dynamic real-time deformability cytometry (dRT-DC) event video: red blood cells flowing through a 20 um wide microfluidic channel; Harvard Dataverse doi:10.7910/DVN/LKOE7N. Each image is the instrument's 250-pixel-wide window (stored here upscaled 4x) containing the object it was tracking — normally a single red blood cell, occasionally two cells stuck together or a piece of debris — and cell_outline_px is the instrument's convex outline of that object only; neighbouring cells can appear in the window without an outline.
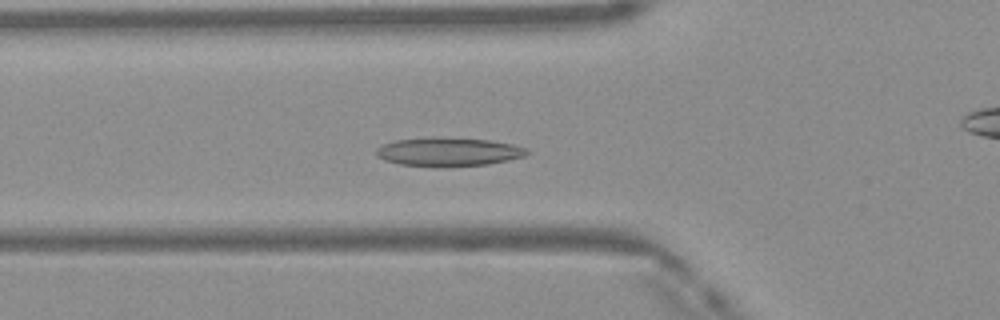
{"species": "Egyptian fruit bat (a non-hibernating species)", "species_latin": "Rousettus aegyptiacus", "temperature_condition": "warm", "stored_images_in_passage": 41, "camera_frame_rate_fps": 3000, "um_per_image_px": 0.085, "frame": {"image": 1, "passage_image": 8, "time_ms": 2.333, "image_size_px": [1000, 320], "cell_outline_px": [[528, 152], [524, 156], [508, 160], [488, 164], [444, 168], [440, 168], [400, 164], [384, 160], [376, 156], [376, 148], [384, 144], [396, 140], [488, 140], [512, 144], [524, 148]], "centroid_in_image_um": [38.1, 12.98], "position_along_channel_um": 87.7, "area_um2": 24.16}}
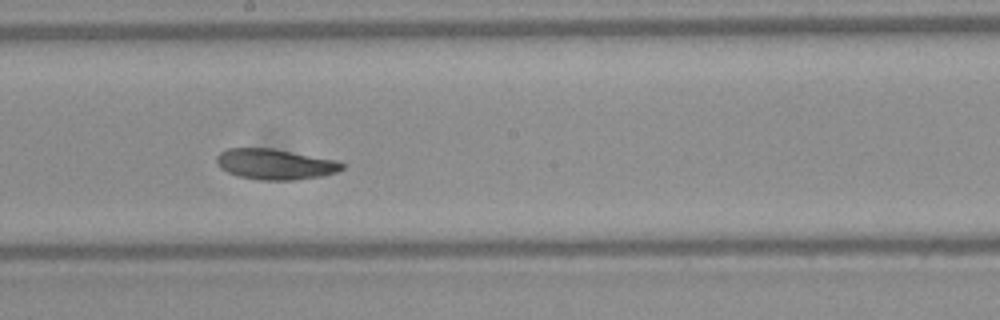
{"frame": {"image": 2, "passage_image": 18, "time_ms": 5.667, "image_size_px": [1000, 320], "cell_outline_px": [[344, 168], [336, 172], [320, 176], [292, 180], [260, 180], [236, 176], [220, 168], [216, 164], [216, 156], [220, 152], [228, 148], [272, 148], [340, 160], [344, 164]], "centroid_in_image_um": [23.38, 13.95], "position_along_channel_um": 224.8, "area_um2": 22.6}}
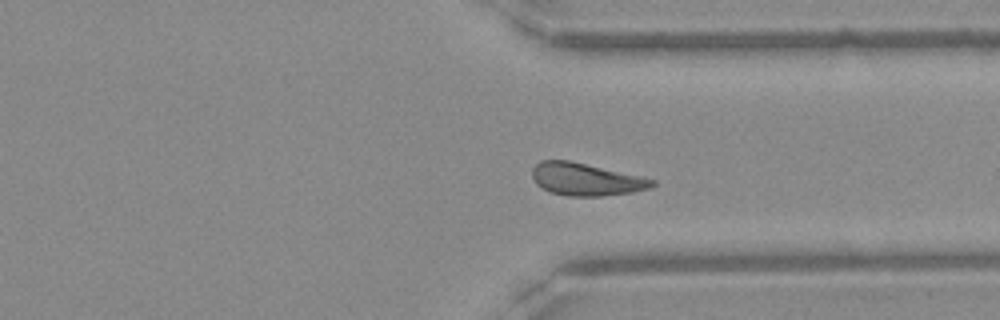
{"frame": {"image": 3, "passage_image": 28, "time_ms": 9.0, "image_size_px": [1000, 320], "cell_outline_px": [[656, 184], [648, 188], [632, 192], [600, 196], [568, 196], [552, 192], [540, 188], [536, 184], [532, 176], [532, 168], [540, 160], [568, 160], [640, 176], [656, 180]], "centroid_in_image_um": [49.77, 15.24], "position_along_channel_um": 361.6, "area_um2": 22.54}, "authors_computed_cell_mechanics": {"area_um2": 23.0044, "velocity_mm_per_s": 4.1037, "shape_relaxation_time_tau1_ms": 5.7445, "shape_relaxation_time_tau2_ms": null, "deformation_change_tau1": 0.1436, "deformation_change_tau2": null}}